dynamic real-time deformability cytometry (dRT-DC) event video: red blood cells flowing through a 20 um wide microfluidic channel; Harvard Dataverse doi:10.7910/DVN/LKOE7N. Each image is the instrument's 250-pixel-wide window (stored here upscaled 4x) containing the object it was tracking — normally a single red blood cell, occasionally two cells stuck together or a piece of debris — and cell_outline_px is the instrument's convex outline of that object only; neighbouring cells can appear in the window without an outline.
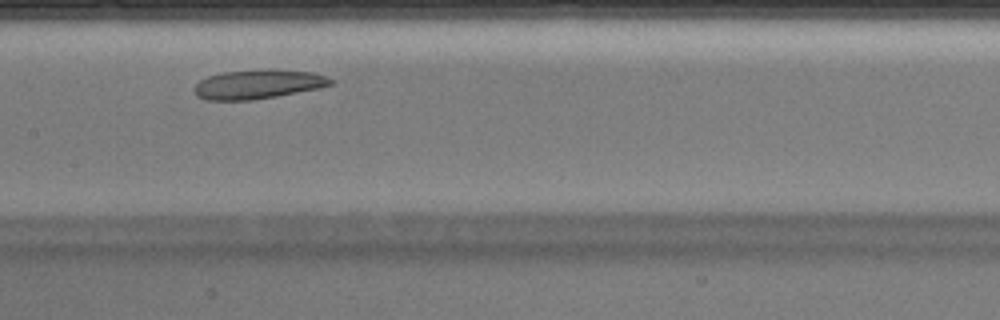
{"species": "Egyptian fruit bat (a non-hibernating species)", "species_latin": "Rousettus aegyptiacus", "temperature_condition": "warm", "stored_images_in_passage": 25, "camera_frame_rate_fps": 3000, "um_per_image_px": 0.085, "animal": {"sex": "male"}, "frame": {"image": 1, "passage_image": 11, "time_ms": 3.333, "image_size_px": [1000, 320], "cell_outline_px": [[332, 84], [320, 88], [276, 96], [252, 100], [204, 100], [196, 96], [192, 88], [200, 80], [208, 76], [220, 72], [268, 68], [276, 68], [312, 72], [328, 76], [332, 80]], "centroid_in_image_um": [21.91, 7.14], "position_along_channel_um": 185.5, "area_um2": 23.7}}